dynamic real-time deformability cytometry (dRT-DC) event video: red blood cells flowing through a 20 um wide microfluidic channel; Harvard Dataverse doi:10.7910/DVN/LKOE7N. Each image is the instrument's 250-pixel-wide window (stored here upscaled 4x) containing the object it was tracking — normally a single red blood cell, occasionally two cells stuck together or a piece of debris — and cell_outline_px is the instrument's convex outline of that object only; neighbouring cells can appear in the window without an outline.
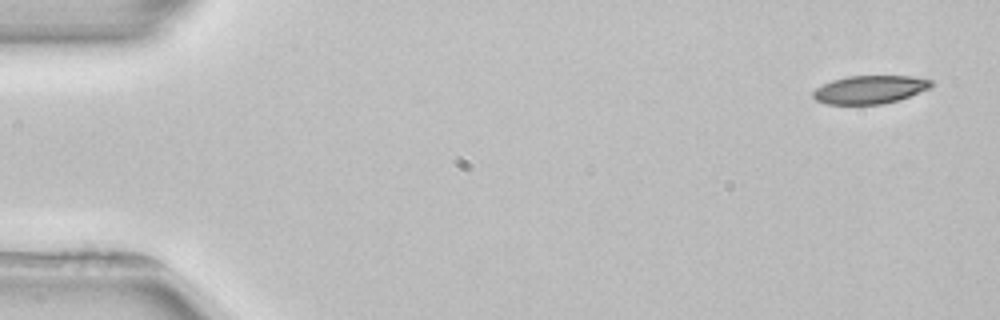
{"species": "common noctule bat (a hibernating species)", "species_latin": "Nyctalus noctula", "temperature_condition": "room temperature", "stored_images_in_passage": 2, "camera_frame_rate_fps": 3000, "um_per_image_px": 0.085, "animal": {"sex": "female", "body_mass_g": 22.7, "forearm_length_mm": 54.2}, "frame": {"image": 1, "passage_image": 1, "time_ms": 0.0, "image_size_px": [1000, 320], "cell_outline_px": [[932, 88], [900, 100], [884, 104], [828, 104], [816, 100], [812, 96], [812, 92], [816, 88], [832, 80], [848, 76], [912, 76], [932, 80]], "centroid_in_image_um": [73.97, 7.61], "position_along_channel_um": 11.0, "area_um2": 19.54}}